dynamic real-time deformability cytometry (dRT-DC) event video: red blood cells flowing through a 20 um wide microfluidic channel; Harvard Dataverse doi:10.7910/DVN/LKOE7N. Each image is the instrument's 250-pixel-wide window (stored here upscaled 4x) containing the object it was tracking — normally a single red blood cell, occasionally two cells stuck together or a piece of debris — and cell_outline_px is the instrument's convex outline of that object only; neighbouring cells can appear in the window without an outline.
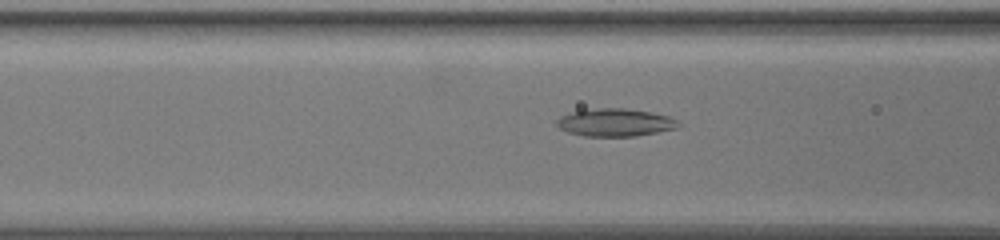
{"species": "common noctule bat (a hibernating species)", "species_latin": "Nyctalus noctula", "temperature_condition": "warm", "stored_images_in_passage": 15, "camera_frame_rate_fps": 3000, "um_per_image_px": 0.085, "animal": {"sex": "female", "body_mass_g": 19.5, "forearm_length_mm": 54.1}, "frame": {"image": 1, "passage_image": 9, "time_ms": 2.667, "image_size_px": [1000, 240], "cell_outline_px": [[680, 124], [676, 128], [636, 136], [584, 136], [568, 132], [560, 128], [556, 124], [556, 120], [560, 116], [572, 112], [596, 108], [624, 108], [648, 112], [668, 116], [676, 120]], "centroid_in_image_um": [52.25, 10.41], "position_along_channel_um": 114.3, "area_um2": 19.42}}
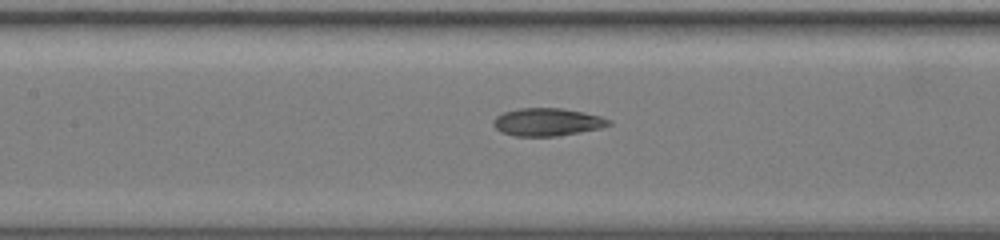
{"frame": {"image": 2, "passage_image": 13, "time_ms": 4.0, "image_size_px": [1000, 240], "cell_outline_px": [[612, 124], [600, 128], [580, 132], [556, 136], [516, 136], [500, 132], [492, 124], [492, 120], [496, 116], [504, 112], [520, 108], [560, 108], [600, 116], [612, 120]], "centroid_in_image_um": [46.49, 10.38], "position_along_channel_um": 160.9, "area_um2": 18.61}}